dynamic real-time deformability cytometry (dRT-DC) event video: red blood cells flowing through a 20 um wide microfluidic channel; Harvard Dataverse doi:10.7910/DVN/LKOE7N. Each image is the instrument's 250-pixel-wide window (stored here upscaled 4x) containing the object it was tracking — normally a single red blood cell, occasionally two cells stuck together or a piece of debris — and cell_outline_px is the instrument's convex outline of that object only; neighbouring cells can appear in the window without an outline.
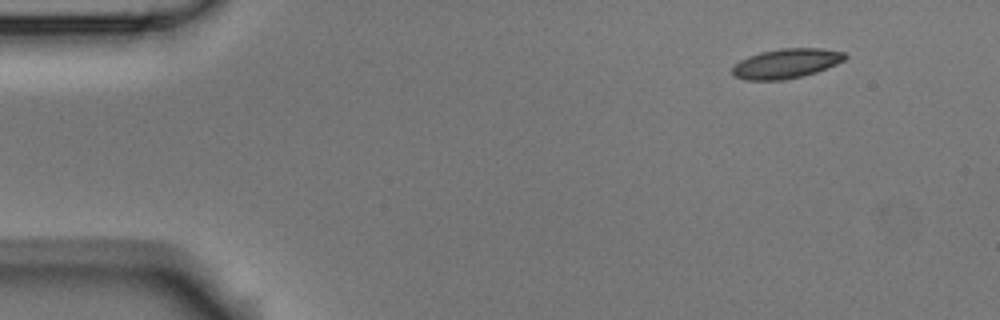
{"species": "Egyptian fruit bat (a non-hibernating species)", "species_latin": "Rousettus aegyptiacus", "temperature_condition": "room temperature", "stored_images_in_passage": 4, "camera_frame_rate_fps": 3000, "um_per_image_px": 0.085, "animal": {"sex": "male"}, "frame": {"image": 1, "passage_image": 1, "time_ms": 0.0, "image_size_px": [1000, 320], "cell_outline_px": [[848, 56], [844, 60], [836, 64], [816, 72], [800, 76], [780, 80], [744, 80], [736, 76], [732, 72], [732, 68], [740, 60], [748, 56], [760, 52], [780, 48], [820, 48], [844, 52]], "centroid_in_image_um": [66.83, 5.38], "position_along_channel_um": 18.2, "area_um2": 19.31}}
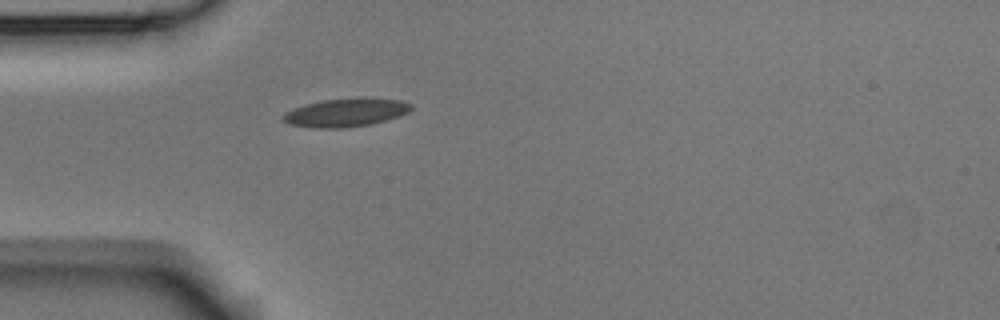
{"frame": {"image": 2, "passage_image": 4, "time_ms": 1.0, "image_size_px": [1000, 320], "cell_outline_px": [[412, 108], [408, 112], [400, 116], [372, 124], [344, 128], [316, 128], [288, 124], [280, 116], [284, 112], [292, 108], [304, 104], [324, 100], [356, 96], [364, 96], [400, 100], [412, 104]], "centroid_in_image_um": [29.39, 9.54], "position_along_channel_um": 55.6, "area_um2": 21.73}}